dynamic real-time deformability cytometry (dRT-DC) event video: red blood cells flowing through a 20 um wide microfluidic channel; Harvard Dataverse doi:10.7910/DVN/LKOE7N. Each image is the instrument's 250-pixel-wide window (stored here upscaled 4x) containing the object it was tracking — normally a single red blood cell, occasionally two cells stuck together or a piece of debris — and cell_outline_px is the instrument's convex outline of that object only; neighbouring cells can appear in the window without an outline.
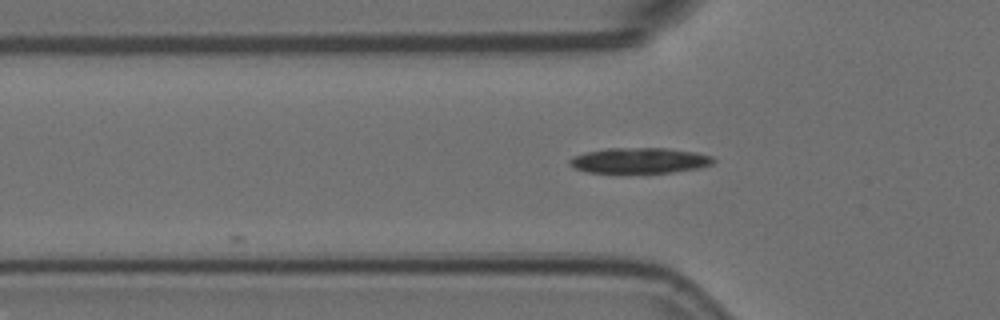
{"species": "Egyptian fruit bat (a non-hibernating species)", "species_latin": "Rousettus aegyptiacus", "temperature_condition": "room temperature", "stored_images_in_passage": 4, "camera_frame_rate_fps": 3000, "um_per_image_px": 0.085, "animal": {"sex": "female"}, "frame": {"image": 1, "passage_image": 4, "time_ms": 1.0, "image_size_px": [1000, 320], "cell_outline_px": [[716, 160], [712, 164], [696, 168], [672, 172], [588, 172], [576, 168], [568, 164], [568, 160], [572, 156], [584, 152], [608, 148], [668, 148], [696, 152], [712, 156]], "centroid_in_image_um": [54.35, 13.62], "position_along_channel_um": 71.5, "area_um2": 21.27}}